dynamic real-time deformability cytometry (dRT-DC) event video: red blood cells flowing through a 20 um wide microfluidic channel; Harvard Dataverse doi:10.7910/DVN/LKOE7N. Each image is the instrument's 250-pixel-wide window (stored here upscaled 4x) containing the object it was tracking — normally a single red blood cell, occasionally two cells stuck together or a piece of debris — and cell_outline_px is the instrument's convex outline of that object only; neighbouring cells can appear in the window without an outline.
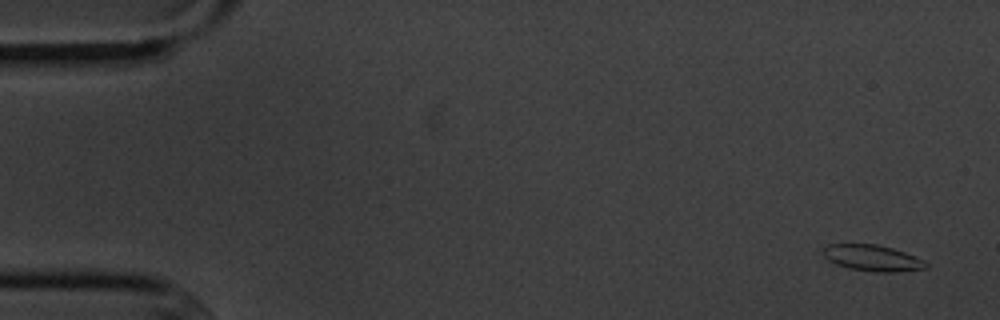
{"species": "common noctule bat (a hibernating species)", "species_latin": "Nyctalus noctula", "temperature_condition": "cold", "stored_images_in_passage": 5, "segment_of_instrument_passage": [1, 2], "camera_frame_rate_fps": 3000, "um_per_image_px": 0.085, "animal": {"sex": "male", "body_mass_g": 20.1, "forearm_length_mm": 53.5}, "frame": {"image": 1, "passage_image": 1, "time_ms": 0.0, "image_size_px": [1000, 320], "cell_outline_px": [[928, 268], [896, 272], [876, 272], [848, 268], [836, 264], [828, 260], [824, 256], [824, 248], [828, 244], [876, 244], [892, 248], [904, 252], [924, 260], [928, 264]], "centroid_in_image_um": [74.17, 21.93], "position_along_channel_um": 10.8, "area_um2": 15.61}}
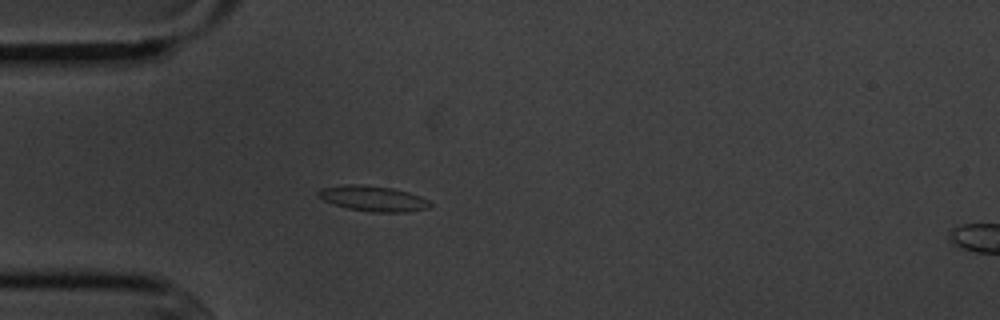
{"frame": {"image": 2, "passage_image": 4, "time_ms": 4.333, "image_size_px": [1000, 320], "cell_outline_px": [[432, 204], [428, 208], [408, 212], [372, 212], [348, 208], [324, 200], [316, 192], [320, 188], [344, 184], [360, 184], [392, 188], [408, 192], [420, 196], [428, 200]], "centroid_in_image_um": [31.72, 16.87], "position_along_channel_um": 53.3, "area_um2": 16.47}}